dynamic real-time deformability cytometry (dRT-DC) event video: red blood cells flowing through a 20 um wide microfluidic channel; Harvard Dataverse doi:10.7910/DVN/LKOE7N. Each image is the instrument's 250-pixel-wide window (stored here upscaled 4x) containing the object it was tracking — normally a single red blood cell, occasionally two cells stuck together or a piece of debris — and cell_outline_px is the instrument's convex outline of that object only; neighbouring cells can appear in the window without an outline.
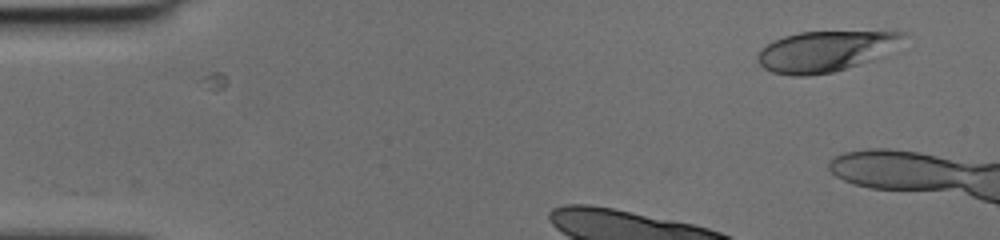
{"species": "human", "species_latin": "Homo sapiens", "temperature_condition": "cold", "stored_images_in_passage": 8, "camera_frame_rate_fps": 3000, "um_per_image_px": 0.085, "donor": {"sex": "female"}, "frame": {"image": 1, "passage_image": 1, "time_ms": 0.0, "image_size_px": [1000, 240], "cell_outline_px": [[904, 32], [900, 36], [872, 60], [832, 72], [808, 76], [792, 76], [772, 72], [764, 68], [760, 64], [756, 56], [772, 40], [784, 36], [800, 32]], "centroid_in_image_um": [69.94, 4.38], "position_along_channel_um": 15.1, "area_um2": 32.95}}